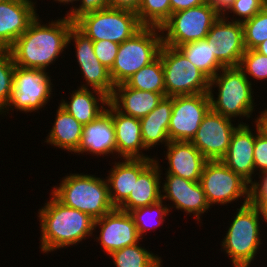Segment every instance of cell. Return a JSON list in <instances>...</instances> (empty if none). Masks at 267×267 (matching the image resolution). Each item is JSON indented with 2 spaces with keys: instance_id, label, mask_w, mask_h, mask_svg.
<instances>
[{
  "instance_id": "cell-1",
  "label": "cell",
  "mask_w": 267,
  "mask_h": 267,
  "mask_svg": "<svg viewBox=\"0 0 267 267\" xmlns=\"http://www.w3.org/2000/svg\"><path fill=\"white\" fill-rule=\"evenodd\" d=\"M48 23L42 24L37 15L8 48L16 66L46 70L64 51L74 23L67 16Z\"/></svg>"
},
{
  "instance_id": "cell-2",
  "label": "cell",
  "mask_w": 267,
  "mask_h": 267,
  "mask_svg": "<svg viewBox=\"0 0 267 267\" xmlns=\"http://www.w3.org/2000/svg\"><path fill=\"white\" fill-rule=\"evenodd\" d=\"M51 200L39 209L41 251L53 252L59 248L78 245L86 237L94 236V222L90 215L61 203L53 194Z\"/></svg>"
},
{
  "instance_id": "cell-3",
  "label": "cell",
  "mask_w": 267,
  "mask_h": 267,
  "mask_svg": "<svg viewBox=\"0 0 267 267\" xmlns=\"http://www.w3.org/2000/svg\"><path fill=\"white\" fill-rule=\"evenodd\" d=\"M51 192L61 203L90 215L103 217L115 209L111 203L106 179L95 175L70 174Z\"/></svg>"
},
{
  "instance_id": "cell-4",
  "label": "cell",
  "mask_w": 267,
  "mask_h": 267,
  "mask_svg": "<svg viewBox=\"0 0 267 267\" xmlns=\"http://www.w3.org/2000/svg\"><path fill=\"white\" fill-rule=\"evenodd\" d=\"M221 71L210 79L208 95L211 110L230 119L237 116L240 119L250 118L255 111L252 82L238 66L224 67ZM213 87L219 89L216 99Z\"/></svg>"
},
{
  "instance_id": "cell-5",
  "label": "cell",
  "mask_w": 267,
  "mask_h": 267,
  "mask_svg": "<svg viewBox=\"0 0 267 267\" xmlns=\"http://www.w3.org/2000/svg\"><path fill=\"white\" fill-rule=\"evenodd\" d=\"M237 211L221 244L233 267L254 262L262 244L259 232L261 215L257 206L242 202Z\"/></svg>"
},
{
  "instance_id": "cell-6",
  "label": "cell",
  "mask_w": 267,
  "mask_h": 267,
  "mask_svg": "<svg viewBox=\"0 0 267 267\" xmlns=\"http://www.w3.org/2000/svg\"><path fill=\"white\" fill-rule=\"evenodd\" d=\"M162 44L160 28L145 26L122 42L109 70L114 86L125 83L129 77L154 61L159 56Z\"/></svg>"
},
{
  "instance_id": "cell-7",
  "label": "cell",
  "mask_w": 267,
  "mask_h": 267,
  "mask_svg": "<svg viewBox=\"0 0 267 267\" xmlns=\"http://www.w3.org/2000/svg\"><path fill=\"white\" fill-rule=\"evenodd\" d=\"M220 15L216 7L206 3L172 13L160 27L162 43L177 48L186 43L205 39Z\"/></svg>"
},
{
  "instance_id": "cell-8",
  "label": "cell",
  "mask_w": 267,
  "mask_h": 267,
  "mask_svg": "<svg viewBox=\"0 0 267 267\" xmlns=\"http://www.w3.org/2000/svg\"><path fill=\"white\" fill-rule=\"evenodd\" d=\"M74 25L93 41L109 40L118 44L132 37L143 27L136 12L113 8L86 14Z\"/></svg>"
},
{
  "instance_id": "cell-9",
  "label": "cell",
  "mask_w": 267,
  "mask_h": 267,
  "mask_svg": "<svg viewBox=\"0 0 267 267\" xmlns=\"http://www.w3.org/2000/svg\"><path fill=\"white\" fill-rule=\"evenodd\" d=\"M161 57L166 96L208 93L210 79L178 49L162 44Z\"/></svg>"
},
{
  "instance_id": "cell-10",
  "label": "cell",
  "mask_w": 267,
  "mask_h": 267,
  "mask_svg": "<svg viewBox=\"0 0 267 267\" xmlns=\"http://www.w3.org/2000/svg\"><path fill=\"white\" fill-rule=\"evenodd\" d=\"M199 183L211 207L212 204L225 205L239 198H244V204L249 203V183L221 160L205 163Z\"/></svg>"
},
{
  "instance_id": "cell-11",
  "label": "cell",
  "mask_w": 267,
  "mask_h": 267,
  "mask_svg": "<svg viewBox=\"0 0 267 267\" xmlns=\"http://www.w3.org/2000/svg\"><path fill=\"white\" fill-rule=\"evenodd\" d=\"M46 70L15 66L12 98L2 113L16 108L22 112H36L50 102L53 84Z\"/></svg>"
},
{
  "instance_id": "cell-12",
  "label": "cell",
  "mask_w": 267,
  "mask_h": 267,
  "mask_svg": "<svg viewBox=\"0 0 267 267\" xmlns=\"http://www.w3.org/2000/svg\"><path fill=\"white\" fill-rule=\"evenodd\" d=\"M210 109L208 93L173 96L168 127L170 141L190 142Z\"/></svg>"
},
{
  "instance_id": "cell-13",
  "label": "cell",
  "mask_w": 267,
  "mask_h": 267,
  "mask_svg": "<svg viewBox=\"0 0 267 267\" xmlns=\"http://www.w3.org/2000/svg\"><path fill=\"white\" fill-rule=\"evenodd\" d=\"M232 121L210 109L190 142L208 161L221 160L227 153L235 129L242 124L234 127Z\"/></svg>"
},
{
  "instance_id": "cell-14",
  "label": "cell",
  "mask_w": 267,
  "mask_h": 267,
  "mask_svg": "<svg viewBox=\"0 0 267 267\" xmlns=\"http://www.w3.org/2000/svg\"><path fill=\"white\" fill-rule=\"evenodd\" d=\"M74 41L76 49V59L81 68L85 85L80 88L98 90L109 98L114 91V84L111 80L109 69L100 63L93 48V40L82 33L75 25L72 26L67 40V45Z\"/></svg>"
},
{
  "instance_id": "cell-15",
  "label": "cell",
  "mask_w": 267,
  "mask_h": 267,
  "mask_svg": "<svg viewBox=\"0 0 267 267\" xmlns=\"http://www.w3.org/2000/svg\"><path fill=\"white\" fill-rule=\"evenodd\" d=\"M222 14L205 37L216 59L224 67H237L245 53L243 25Z\"/></svg>"
},
{
  "instance_id": "cell-16",
  "label": "cell",
  "mask_w": 267,
  "mask_h": 267,
  "mask_svg": "<svg viewBox=\"0 0 267 267\" xmlns=\"http://www.w3.org/2000/svg\"><path fill=\"white\" fill-rule=\"evenodd\" d=\"M100 227L99 237H96L105 252L109 254L127 246L139 243L141 237L133 217L129 212L115 208L94 222V231Z\"/></svg>"
},
{
  "instance_id": "cell-17",
  "label": "cell",
  "mask_w": 267,
  "mask_h": 267,
  "mask_svg": "<svg viewBox=\"0 0 267 267\" xmlns=\"http://www.w3.org/2000/svg\"><path fill=\"white\" fill-rule=\"evenodd\" d=\"M162 183V200L173 202L177 210H183L187 214H194L196 220L201 223L200 216L209 210L204 190L199 182H193L176 175H166Z\"/></svg>"
},
{
  "instance_id": "cell-18",
  "label": "cell",
  "mask_w": 267,
  "mask_h": 267,
  "mask_svg": "<svg viewBox=\"0 0 267 267\" xmlns=\"http://www.w3.org/2000/svg\"><path fill=\"white\" fill-rule=\"evenodd\" d=\"M246 123L240 124L234 131L227 153L221 161L232 171L239 174L248 183L255 174L254 144L256 135L260 132L256 124V133ZM255 136H254V135Z\"/></svg>"
},
{
  "instance_id": "cell-19",
  "label": "cell",
  "mask_w": 267,
  "mask_h": 267,
  "mask_svg": "<svg viewBox=\"0 0 267 267\" xmlns=\"http://www.w3.org/2000/svg\"><path fill=\"white\" fill-rule=\"evenodd\" d=\"M32 0L0 2V48H9L37 17Z\"/></svg>"
},
{
  "instance_id": "cell-20",
  "label": "cell",
  "mask_w": 267,
  "mask_h": 267,
  "mask_svg": "<svg viewBox=\"0 0 267 267\" xmlns=\"http://www.w3.org/2000/svg\"><path fill=\"white\" fill-rule=\"evenodd\" d=\"M107 107L115 127L117 155L123 159H154L142 152L147 149L142 140L140 119L119 112L110 102Z\"/></svg>"
},
{
  "instance_id": "cell-21",
  "label": "cell",
  "mask_w": 267,
  "mask_h": 267,
  "mask_svg": "<svg viewBox=\"0 0 267 267\" xmlns=\"http://www.w3.org/2000/svg\"><path fill=\"white\" fill-rule=\"evenodd\" d=\"M83 152L97 156L117 155L115 127L107 110L92 122L83 125L81 141L74 153L80 155Z\"/></svg>"
},
{
  "instance_id": "cell-22",
  "label": "cell",
  "mask_w": 267,
  "mask_h": 267,
  "mask_svg": "<svg viewBox=\"0 0 267 267\" xmlns=\"http://www.w3.org/2000/svg\"><path fill=\"white\" fill-rule=\"evenodd\" d=\"M166 146L169 166L165 174L199 182L208 161L202 153L191 142L170 141Z\"/></svg>"
},
{
  "instance_id": "cell-23",
  "label": "cell",
  "mask_w": 267,
  "mask_h": 267,
  "mask_svg": "<svg viewBox=\"0 0 267 267\" xmlns=\"http://www.w3.org/2000/svg\"><path fill=\"white\" fill-rule=\"evenodd\" d=\"M154 159H124L114 162L106 181L111 203L118 208L131 194L139 175Z\"/></svg>"
},
{
  "instance_id": "cell-24",
  "label": "cell",
  "mask_w": 267,
  "mask_h": 267,
  "mask_svg": "<svg viewBox=\"0 0 267 267\" xmlns=\"http://www.w3.org/2000/svg\"><path fill=\"white\" fill-rule=\"evenodd\" d=\"M166 93H156L128 87L125 83L115 85L109 102L121 113L141 119L157 107Z\"/></svg>"
},
{
  "instance_id": "cell-25",
  "label": "cell",
  "mask_w": 267,
  "mask_h": 267,
  "mask_svg": "<svg viewBox=\"0 0 267 267\" xmlns=\"http://www.w3.org/2000/svg\"><path fill=\"white\" fill-rule=\"evenodd\" d=\"M161 166L157 159L139 175L133 191L118 207L119 210L130 212L139 207L155 204L162 200Z\"/></svg>"
},
{
  "instance_id": "cell-26",
  "label": "cell",
  "mask_w": 267,
  "mask_h": 267,
  "mask_svg": "<svg viewBox=\"0 0 267 267\" xmlns=\"http://www.w3.org/2000/svg\"><path fill=\"white\" fill-rule=\"evenodd\" d=\"M173 109V96H165L148 115L140 119L141 135L145 148L170 142L168 127Z\"/></svg>"
},
{
  "instance_id": "cell-27",
  "label": "cell",
  "mask_w": 267,
  "mask_h": 267,
  "mask_svg": "<svg viewBox=\"0 0 267 267\" xmlns=\"http://www.w3.org/2000/svg\"><path fill=\"white\" fill-rule=\"evenodd\" d=\"M69 99V102L62 99L59 105L82 125L95 120L106 110L109 103L107 95L95 89L90 91L89 88H78L72 92Z\"/></svg>"
},
{
  "instance_id": "cell-28",
  "label": "cell",
  "mask_w": 267,
  "mask_h": 267,
  "mask_svg": "<svg viewBox=\"0 0 267 267\" xmlns=\"http://www.w3.org/2000/svg\"><path fill=\"white\" fill-rule=\"evenodd\" d=\"M56 111L54 125L45 142L65 151L75 152L81 141L83 125L60 105Z\"/></svg>"
},
{
  "instance_id": "cell-29",
  "label": "cell",
  "mask_w": 267,
  "mask_h": 267,
  "mask_svg": "<svg viewBox=\"0 0 267 267\" xmlns=\"http://www.w3.org/2000/svg\"><path fill=\"white\" fill-rule=\"evenodd\" d=\"M177 48L209 79L224 68L212 53V49L206 39L186 43Z\"/></svg>"
},
{
  "instance_id": "cell-30",
  "label": "cell",
  "mask_w": 267,
  "mask_h": 267,
  "mask_svg": "<svg viewBox=\"0 0 267 267\" xmlns=\"http://www.w3.org/2000/svg\"><path fill=\"white\" fill-rule=\"evenodd\" d=\"M125 84L138 90L166 93L161 57L158 56L150 64L137 71L126 80Z\"/></svg>"
},
{
  "instance_id": "cell-31",
  "label": "cell",
  "mask_w": 267,
  "mask_h": 267,
  "mask_svg": "<svg viewBox=\"0 0 267 267\" xmlns=\"http://www.w3.org/2000/svg\"><path fill=\"white\" fill-rule=\"evenodd\" d=\"M139 245L137 243L127 246L109 254L113 258L114 265L116 267H162L163 261L158 255Z\"/></svg>"
},
{
  "instance_id": "cell-32",
  "label": "cell",
  "mask_w": 267,
  "mask_h": 267,
  "mask_svg": "<svg viewBox=\"0 0 267 267\" xmlns=\"http://www.w3.org/2000/svg\"><path fill=\"white\" fill-rule=\"evenodd\" d=\"M136 14L142 26L160 28L171 16L170 0H141Z\"/></svg>"
},
{
  "instance_id": "cell-33",
  "label": "cell",
  "mask_w": 267,
  "mask_h": 267,
  "mask_svg": "<svg viewBox=\"0 0 267 267\" xmlns=\"http://www.w3.org/2000/svg\"><path fill=\"white\" fill-rule=\"evenodd\" d=\"M169 212L170 209L168 208V206L163 203V200H160L155 204L136 208L130 211L129 213L133 217L139 236L141 237V239H143L142 236L145 234L146 231H150V229L153 228L156 229L157 226H160L164 223V218L168 215ZM153 215L155 216V218ZM154 219L157 221L156 223ZM150 220H153L154 223H151Z\"/></svg>"
},
{
  "instance_id": "cell-34",
  "label": "cell",
  "mask_w": 267,
  "mask_h": 267,
  "mask_svg": "<svg viewBox=\"0 0 267 267\" xmlns=\"http://www.w3.org/2000/svg\"><path fill=\"white\" fill-rule=\"evenodd\" d=\"M15 66L9 49L0 48V114L12 98Z\"/></svg>"
},
{
  "instance_id": "cell-35",
  "label": "cell",
  "mask_w": 267,
  "mask_h": 267,
  "mask_svg": "<svg viewBox=\"0 0 267 267\" xmlns=\"http://www.w3.org/2000/svg\"><path fill=\"white\" fill-rule=\"evenodd\" d=\"M245 50L255 49L267 39V8L242 22Z\"/></svg>"
},
{
  "instance_id": "cell-36",
  "label": "cell",
  "mask_w": 267,
  "mask_h": 267,
  "mask_svg": "<svg viewBox=\"0 0 267 267\" xmlns=\"http://www.w3.org/2000/svg\"><path fill=\"white\" fill-rule=\"evenodd\" d=\"M238 67L248 79L267 80V56L255 49L245 50Z\"/></svg>"
},
{
  "instance_id": "cell-37",
  "label": "cell",
  "mask_w": 267,
  "mask_h": 267,
  "mask_svg": "<svg viewBox=\"0 0 267 267\" xmlns=\"http://www.w3.org/2000/svg\"><path fill=\"white\" fill-rule=\"evenodd\" d=\"M265 7V0H233L232 4L228 7V9L222 14L225 16L230 12L234 15L239 16V19H235L234 17L232 21L244 22L246 20L251 19L255 14H257L260 10ZM243 18V19H241Z\"/></svg>"
},
{
  "instance_id": "cell-38",
  "label": "cell",
  "mask_w": 267,
  "mask_h": 267,
  "mask_svg": "<svg viewBox=\"0 0 267 267\" xmlns=\"http://www.w3.org/2000/svg\"><path fill=\"white\" fill-rule=\"evenodd\" d=\"M118 43L109 40L93 41V48L100 63L109 70L112 68L119 48Z\"/></svg>"
},
{
  "instance_id": "cell-39",
  "label": "cell",
  "mask_w": 267,
  "mask_h": 267,
  "mask_svg": "<svg viewBox=\"0 0 267 267\" xmlns=\"http://www.w3.org/2000/svg\"><path fill=\"white\" fill-rule=\"evenodd\" d=\"M80 3L78 7L72 6L66 14L73 23L86 14L109 8L108 0H80Z\"/></svg>"
},
{
  "instance_id": "cell-40",
  "label": "cell",
  "mask_w": 267,
  "mask_h": 267,
  "mask_svg": "<svg viewBox=\"0 0 267 267\" xmlns=\"http://www.w3.org/2000/svg\"><path fill=\"white\" fill-rule=\"evenodd\" d=\"M254 167L255 171H267V137L261 132L256 135L254 144Z\"/></svg>"
},
{
  "instance_id": "cell-41",
  "label": "cell",
  "mask_w": 267,
  "mask_h": 267,
  "mask_svg": "<svg viewBox=\"0 0 267 267\" xmlns=\"http://www.w3.org/2000/svg\"><path fill=\"white\" fill-rule=\"evenodd\" d=\"M260 174L261 182H257L254 179V181L249 183V203L254 206L267 199V171Z\"/></svg>"
},
{
  "instance_id": "cell-42",
  "label": "cell",
  "mask_w": 267,
  "mask_h": 267,
  "mask_svg": "<svg viewBox=\"0 0 267 267\" xmlns=\"http://www.w3.org/2000/svg\"><path fill=\"white\" fill-rule=\"evenodd\" d=\"M204 4V0H170L171 14Z\"/></svg>"
},
{
  "instance_id": "cell-43",
  "label": "cell",
  "mask_w": 267,
  "mask_h": 267,
  "mask_svg": "<svg viewBox=\"0 0 267 267\" xmlns=\"http://www.w3.org/2000/svg\"><path fill=\"white\" fill-rule=\"evenodd\" d=\"M109 8L125 9L137 12L141 0H108Z\"/></svg>"
},
{
  "instance_id": "cell-44",
  "label": "cell",
  "mask_w": 267,
  "mask_h": 267,
  "mask_svg": "<svg viewBox=\"0 0 267 267\" xmlns=\"http://www.w3.org/2000/svg\"><path fill=\"white\" fill-rule=\"evenodd\" d=\"M232 2L233 0H204V3L213 5L221 14L228 9Z\"/></svg>"
},
{
  "instance_id": "cell-45",
  "label": "cell",
  "mask_w": 267,
  "mask_h": 267,
  "mask_svg": "<svg viewBox=\"0 0 267 267\" xmlns=\"http://www.w3.org/2000/svg\"><path fill=\"white\" fill-rule=\"evenodd\" d=\"M261 114L259 116H257V118L255 119V124H257V126L260 129V132L267 137V109H265L264 111L260 112Z\"/></svg>"
},
{
  "instance_id": "cell-46",
  "label": "cell",
  "mask_w": 267,
  "mask_h": 267,
  "mask_svg": "<svg viewBox=\"0 0 267 267\" xmlns=\"http://www.w3.org/2000/svg\"><path fill=\"white\" fill-rule=\"evenodd\" d=\"M257 208L259 209L260 215H262L260 218L261 220L267 223V199L261 201L258 205ZM264 220H263V219Z\"/></svg>"
},
{
  "instance_id": "cell-47",
  "label": "cell",
  "mask_w": 267,
  "mask_h": 267,
  "mask_svg": "<svg viewBox=\"0 0 267 267\" xmlns=\"http://www.w3.org/2000/svg\"><path fill=\"white\" fill-rule=\"evenodd\" d=\"M255 50L263 55L267 56V39L259 44Z\"/></svg>"
},
{
  "instance_id": "cell-48",
  "label": "cell",
  "mask_w": 267,
  "mask_h": 267,
  "mask_svg": "<svg viewBox=\"0 0 267 267\" xmlns=\"http://www.w3.org/2000/svg\"><path fill=\"white\" fill-rule=\"evenodd\" d=\"M54 1H57L58 3L60 2V3H66V4H69V3H74V2H76V1H78V0H54Z\"/></svg>"
},
{
  "instance_id": "cell-49",
  "label": "cell",
  "mask_w": 267,
  "mask_h": 267,
  "mask_svg": "<svg viewBox=\"0 0 267 267\" xmlns=\"http://www.w3.org/2000/svg\"><path fill=\"white\" fill-rule=\"evenodd\" d=\"M238 267H250V266L248 264V265H241V266H238Z\"/></svg>"
}]
</instances>
